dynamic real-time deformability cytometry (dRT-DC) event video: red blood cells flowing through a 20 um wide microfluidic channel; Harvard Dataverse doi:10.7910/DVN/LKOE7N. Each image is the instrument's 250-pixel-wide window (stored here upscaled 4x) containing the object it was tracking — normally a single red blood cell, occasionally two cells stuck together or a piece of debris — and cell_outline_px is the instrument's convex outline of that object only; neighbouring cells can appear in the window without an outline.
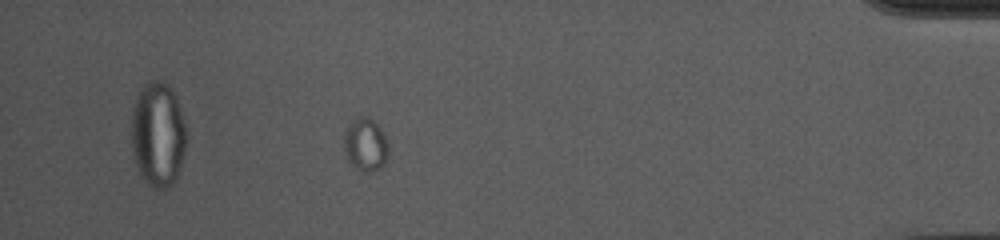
{"species": "common noctule bat (a hibernating species)", "species_latin": "Nyctalus noctula", "temperature_condition": "cold", "stored_images_in_passage": 53, "camera_frame_rate_fps": 3000, "um_per_image_px": 0.085, "animal": {"sex": "female", "body_mass_g": 10.0, "forearm_length_mm": 53.1}, "frame": {"image": 1, "passage_image": 47, "time_ms": 15.333, "image_size_px": [1000, 240], "cell_outline_px": [[388, 156], [384, 164], [380, 168], [368, 172], [364, 172], [356, 168], [348, 160], [344, 148], [344, 132], [360, 116], [368, 116], [380, 128], [388, 144]], "centroid_in_image_um": [31.08, 12.32], "position_along_channel_um": 404.1, "area_um2": 13.41}}